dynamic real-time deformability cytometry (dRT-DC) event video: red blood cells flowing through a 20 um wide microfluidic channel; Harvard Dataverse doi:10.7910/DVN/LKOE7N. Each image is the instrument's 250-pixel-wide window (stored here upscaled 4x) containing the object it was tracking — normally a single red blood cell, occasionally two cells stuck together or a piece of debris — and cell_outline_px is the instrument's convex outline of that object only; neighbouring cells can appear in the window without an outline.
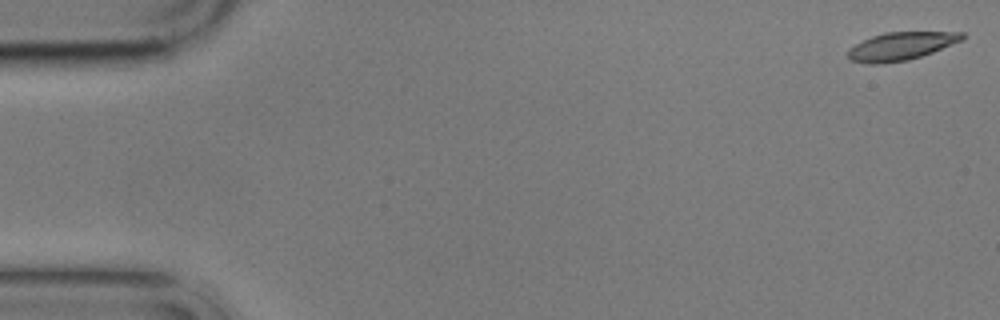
{"species": "common noctule bat (a hibernating species)", "species_latin": "Nyctalus noctula", "temperature_condition": "cold", "stored_images_in_passage": 11, "camera_frame_rate_fps": 3000, "um_per_image_px": 0.085, "animal": {"sex": "male", "body_mass_g": 17.9}, "frame": {"image": 1, "passage_image": 1, "time_ms": 0.0, "image_size_px": [1000, 320], "cell_outline_px": [[964, 40], [932, 52], [908, 60], [880, 64], [868, 64], [852, 60], [848, 56], [848, 48], [872, 36], [884, 32], [964, 32]], "centroid_in_image_um": [76.59, 3.92], "position_along_channel_um": 8.4, "area_um2": 18.55}}
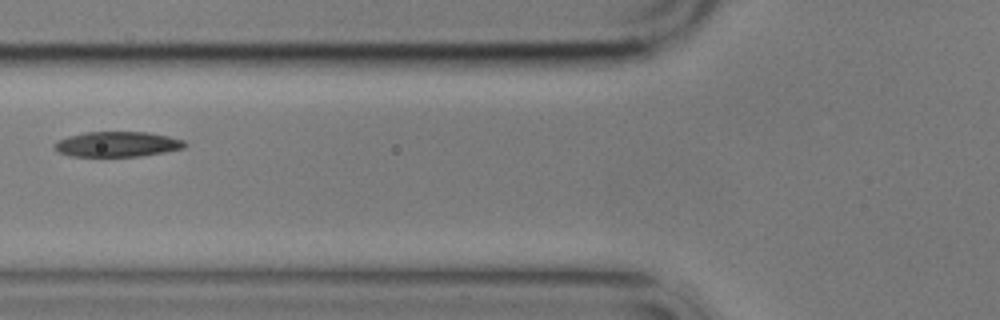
{"frame": {"image": 2, "passage_image": 6, "time_ms": 7.0, "image_size_px": [1000, 320], "cell_outline_px": [[188, 144], [184, 148], [164, 152], [140, 156], [72, 156], [60, 152], [52, 144], [68, 136], [84, 132], [148, 132], [168, 136], [184, 140]], "centroid_in_image_um": [10.01, 12.25], "position_along_channel_um": 115.8, "area_um2": 19.02}}
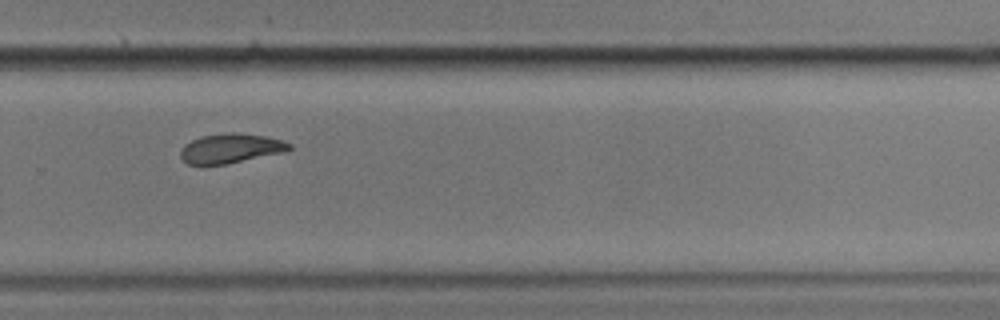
{"frame": {"image": 3, "passage_image": 11, "time_ms": 12.667, "image_size_px": [1000, 320], "cell_outline_px": [[292, 148], [284, 152], [224, 164], [188, 164], [180, 156], [180, 152], [184, 144], [200, 136], [228, 132], [236, 132], [268, 136], [292, 144]], "centroid_in_image_um": [19.61, 12.59], "position_along_channel_um": 310.2, "area_um2": 18.61}}